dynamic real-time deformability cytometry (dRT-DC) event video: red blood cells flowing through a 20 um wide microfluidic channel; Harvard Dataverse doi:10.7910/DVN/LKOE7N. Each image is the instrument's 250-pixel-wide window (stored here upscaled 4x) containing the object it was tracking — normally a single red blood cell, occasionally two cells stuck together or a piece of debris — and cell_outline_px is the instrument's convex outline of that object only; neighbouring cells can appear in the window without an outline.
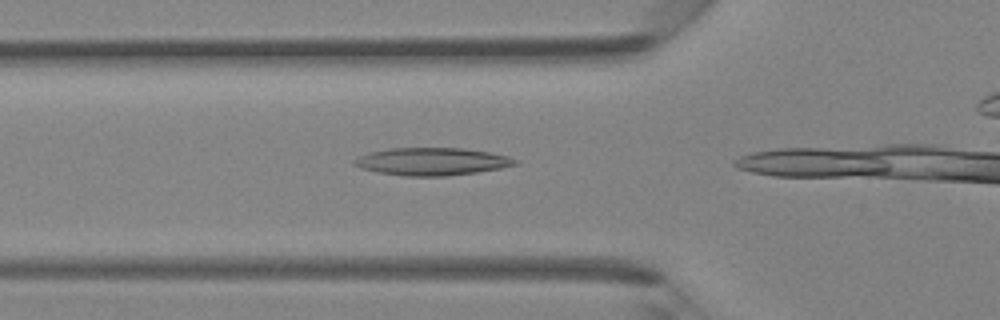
{"species": "Egyptian fruit bat (a non-hibernating species)", "species_latin": "Rousettus aegyptiacus", "temperature_condition": "room temperature", "stored_images_in_passage": 6, "camera_frame_rate_fps": 3000, "um_per_image_px": 0.085, "animal": {"sex": "female"}, "frame": {"image": 1, "passage_image": 3, "time_ms": 0.667, "image_size_px": [1000, 320], "cell_outline_px": [[520, 164], [500, 168], [476, 172], [444, 176], [404, 176], [380, 172], [360, 168], [352, 164], [352, 160], [368, 152], [388, 148], [464, 148], [488, 152], [508, 156], [520, 160]], "centroid_in_image_um": [36.72, 13.72], "position_along_channel_um": 89.1, "area_um2": 25.95}}
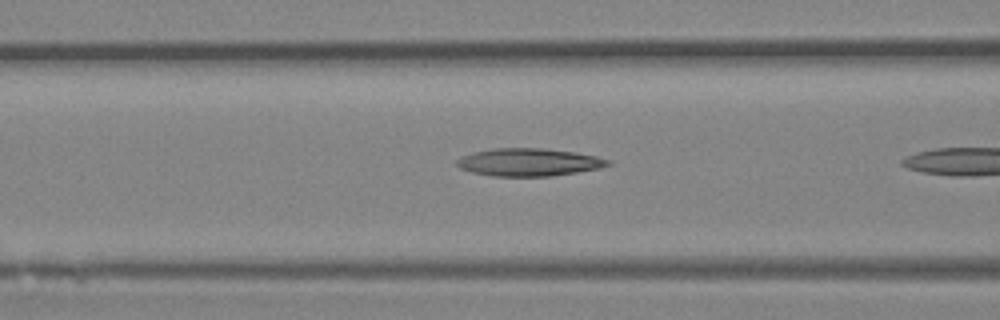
{"frame": {"image": 2, "passage_image": 5, "time_ms": 1.333, "image_size_px": [1000, 320], "cell_outline_px": [[612, 164], [600, 168], [552, 176], [492, 176], [472, 172], [460, 168], [456, 164], [456, 160], [460, 156], [472, 152], [492, 148], [544, 148], [576, 152], [596, 156], [612, 160]], "centroid_in_image_um": [44.95, 13.78], "position_along_channel_um": 121.6, "area_um2": 24.62}}